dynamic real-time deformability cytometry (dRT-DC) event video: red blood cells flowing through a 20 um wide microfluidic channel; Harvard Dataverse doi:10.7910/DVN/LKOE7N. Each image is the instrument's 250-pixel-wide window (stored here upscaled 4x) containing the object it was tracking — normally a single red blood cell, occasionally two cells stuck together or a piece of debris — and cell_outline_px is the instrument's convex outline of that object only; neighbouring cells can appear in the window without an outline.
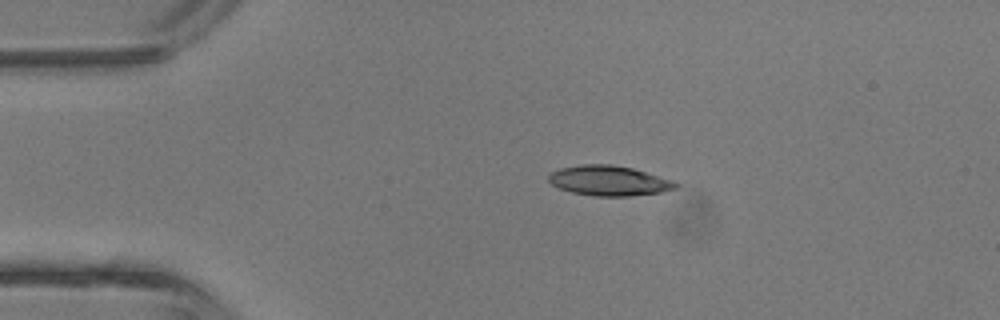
{"species": "common noctule bat (a hibernating species)", "species_latin": "Nyctalus noctula", "temperature_condition": "room temperature", "stored_images_in_passage": 33, "camera_frame_rate_fps": 3000, "um_per_image_px": 0.085, "animal": {"sex": "male", "body_mass_g": 13.3}, "frame": {"image": 1, "passage_image": 1, "time_ms": 0.0, "image_size_px": [1000, 320], "cell_outline_px": [[680, 184], [676, 188], [660, 192], [628, 196], [592, 196], [572, 192], [560, 188], [552, 184], [548, 180], [548, 176], [552, 172], [560, 168], [580, 164], [612, 164], [632, 168], [672, 180]], "centroid_in_image_um": [51.75, 15.35], "position_along_channel_um": 33.3, "area_um2": 22.14}}
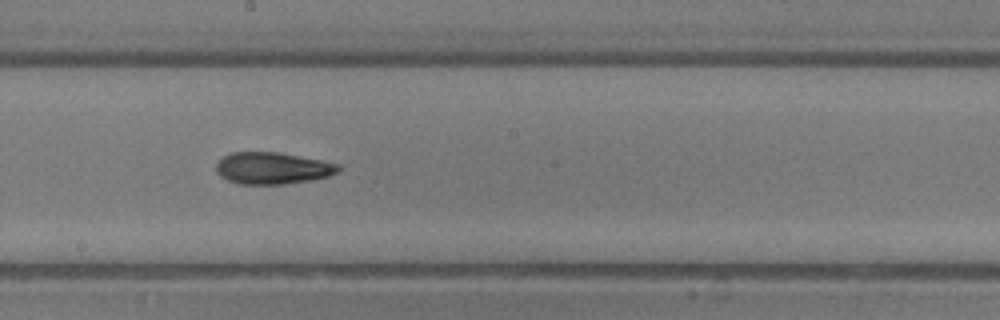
{"frame": {"image": 2, "passage_image": 15, "time_ms": 4.667, "image_size_px": [1000, 320], "cell_outline_px": [[340, 168], [336, 172], [328, 176], [308, 180], [284, 184], [236, 184], [220, 176], [216, 172], [216, 164], [224, 156], [232, 152], [276, 152], [320, 160], [340, 164]], "centroid_in_image_um": [23.12, 14.3], "position_along_channel_um": 225.1, "area_um2": 22.43}}
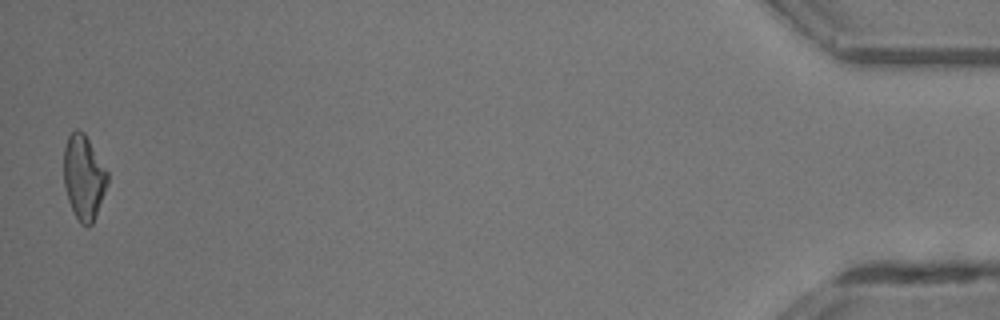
{"frame": {"image": 3, "passage_image": 33, "time_ms": 10.667, "image_size_px": [1000, 320], "cell_outline_px": [[108, 180], [104, 192], [92, 224], [80, 224], [68, 200], [64, 184], [64, 148], [68, 136], [76, 128], [84, 132], [108, 172]], "centroid_in_image_um": [7.1, 15.03], "position_along_channel_um": 428.1, "area_um2": 21.15}}